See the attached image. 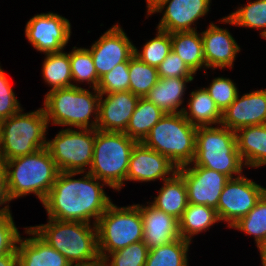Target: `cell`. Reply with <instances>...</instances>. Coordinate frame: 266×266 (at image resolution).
<instances>
[{
  "instance_id": "cell-6",
  "label": "cell",
  "mask_w": 266,
  "mask_h": 266,
  "mask_svg": "<svg viewBox=\"0 0 266 266\" xmlns=\"http://www.w3.org/2000/svg\"><path fill=\"white\" fill-rule=\"evenodd\" d=\"M0 121V163L46 148L49 126L43 108Z\"/></svg>"
},
{
  "instance_id": "cell-30",
  "label": "cell",
  "mask_w": 266,
  "mask_h": 266,
  "mask_svg": "<svg viewBox=\"0 0 266 266\" xmlns=\"http://www.w3.org/2000/svg\"><path fill=\"white\" fill-rule=\"evenodd\" d=\"M191 242L182 237L149 250L145 266H188Z\"/></svg>"
},
{
  "instance_id": "cell-12",
  "label": "cell",
  "mask_w": 266,
  "mask_h": 266,
  "mask_svg": "<svg viewBox=\"0 0 266 266\" xmlns=\"http://www.w3.org/2000/svg\"><path fill=\"white\" fill-rule=\"evenodd\" d=\"M25 36L40 53L64 50L71 36V23L57 13L34 15L26 23Z\"/></svg>"
},
{
  "instance_id": "cell-44",
  "label": "cell",
  "mask_w": 266,
  "mask_h": 266,
  "mask_svg": "<svg viewBox=\"0 0 266 266\" xmlns=\"http://www.w3.org/2000/svg\"><path fill=\"white\" fill-rule=\"evenodd\" d=\"M70 266H106V263L102 258H99L89 263H79V264L75 263V264H71Z\"/></svg>"
},
{
  "instance_id": "cell-31",
  "label": "cell",
  "mask_w": 266,
  "mask_h": 266,
  "mask_svg": "<svg viewBox=\"0 0 266 266\" xmlns=\"http://www.w3.org/2000/svg\"><path fill=\"white\" fill-rule=\"evenodd\" d=\"M219 22L253 29L263 28L260 35L266 38V0L249 2L227 15V17H223Z\"/></svg>"
},
{
  "instance_id": "cell-10",
  "label": "cell",
  "mask_w": 266,
  "mask_h": 266,
  "mask_svg": "<svg viewBox=\"0 0 266 266\" xmlns=\"http://www.w3.org/2000/svg\"><path fill=\"white\" fill-rule=\"evenodd\" d=\"M79 130V131H78ZM95 143V129H61L47 140L50 152L60 172H86L91 167Z\"/></svg>"
},
{
  "instance_id": "cell-41",
  "label": "cell",
  "mask_w": 266,
  "mask_h": 266,
  "mask_svg": "<svg viewBox=\"0 0 266 266\" xmlns=\"http://www.w3.org/2000/svg\"><path fill=\"white\" fill-rule=\"evenodd\" d=\"M161 78L194 77L195 75L185 62L172 50L157 67Z\"/></svg>"
},
{
  "instance_id": "cell-9",
  "label": "cell",
  "mask_w": 266,
  "mask_h": 266,
  "mask_svg": "<svg viewBox=\"0 0 266 266\" xmlns=\"http://www.w3.org/2000/svg\"><path fill=\"white\" fill-rule=\"evenodd\" d=\"M100 258L143 241V221L137 204L118 207L113 202L96 223Z\"/></svg>"
},
{
  "instance_id": "cell-43",
  "label": "cell",
  "mask_w": 266,
  "mask_h": 266,
  "mask_svg": "<svg viewBox=\"0 0 266 266\" xmlns=\"http://www.w3.org/2000/svg\"><path fill=\"white\" fill-rule=\"evenodd\" d=\"M0 266H18V254L10 253L0 256Z\"/></svg>"
},
{
  "instance_id": "cell-2",
  "label": "cell",
  "mask_w": 266,
  "mask_h": 266,
  "mask_svg": "<svg viewBox=\"0 0 266 266\" xmlns=\"http://www.w3.org/2000/svg\"><path fill=\"white\" fill-rule=\"evenodd\" d=\"M1 166L11 200L33 193L43 203L60 173L47 148L3 161Z\"/></svg>"
},
{
  "instance_id": "cell-18",
  "label": "cell",
  "mask_w": 266,
  "mask_h": 266,
  "mask_svg": "<svg viewBox=\"0 0 266 266\" xmlns=\"http://www.w3.org/2000/svg\"><path fill=\"white\" fill-rule=\"evenodd\" d=\"M266 124V89L251 91L222 112L221 125L237 131L241 127Z\"/></svg>"
},
{
  "instance_id": "cell-46",
  "label": "cell",
  "mask_w": 266,
  "mask_h": 266,
  "mask_svg": "<svg viewBox=\"0 0 266 266\" xmlns=\"http://www.w3.org/2000/svg\"><path fill=\"white\" fill-rule=\"evenodd\" d=\"M261 256V263L263 266H266V244L259 250Z\"/></svg>"
},
{
  "instance_id": "cell-26",
  "label": "cell",
  "mask_w": 266,
  "mask_h": 266,
  "mask_svg": "<svg viewBox=\"0 0 266 266\" xmlns=\"http://www.w3.org/2000/svg\"><path fill=\"white\" fill-rule=\"evenodd\" d=\"M170 34L171 50L185 62L194 74L202 67L206 69L201 33L196 30Z\"/></svg>"
},
{
  "instance_id": "cell-23",
  "label": "cell",
  "mask_w": 266,
  "mask_h": 266,
  "mask_svg": "<svg viewBox=\"0 0 266 266\" xmlns=\"http://www.w3.org/2000/svg\"><path fill=\"white\" fill-rule=\"evenodd\" d=\"M194 80V77L161 78L145 96L149 101L158 106L165 113H180L183 108V96L186 83Z\"/></svg>"
},
{
  "instance_id": "cell-42",
  "label": "cell",
  "mask_w": 266,
  "mask_h": 266,
  "mask_svg": "<svg viewBox=\"0 0 266 266\" xmlns=\"http://www.w3.org/2000/svg\"><path fill=\"white\" fill-rule=\"evenodd\" d=\"M11 201L12 200L8 192L6 173L4 168L0 166V206L7 203L9 204ZM7 214H11L9 205L0 208V217H3Z\"/></svg>"
},
{
  "instance_id": "cell-28",
  "label": "cell",
  "mask_w": 266,
  "mask_h": 266,
  "mask_svg": "<svg viewBox=\"0 0 266 266\" xmlns=\"http://www.w3.org/2000/svg\"><path fill=\"white\" fill-rule=\"evenodd\" d=\"M164 114L165 112L147 98L140 97L124 133L135 141L142 142Z\"/></svg>"
},
{
  "instance_id": "cell-36",
  "label": "cell",
  "mask_w": 266,
  "mask_h": 266,
  "mask_svg": "<svg viewBox=\"0 0 266 266\" xmlns=\"http://www.w3.org/2000/svg\"><path fill=\"white\" fill-rule=\"evenodd\" d=\"M148 252L145 243L139 241L107 254L103 260L106 266H145Z\"/></svg>"
},
{
  "instance_id": "cell-25",
  "label": "cell",
  "mask_w": 266,
  "mask_h": 266,
  "mask_svg": "<svg viewBox=\"0 0 266 266\" xmlns=\"http://www.w3.org/2000/svg\"><path fill=\"white\" fill-rule=\"evenodd\" d=\"M187 102L188 109L183 107L182 114L193 126L221 125L222 112L204 87L192 91Z\"/></svg>"
},
{
  "instance_id": "cell-29",
  "label": "cell",
  "mask_w": 266,
  "mask_h": 266,
  "mask_svg": "<svg viewBox=\"0 0 266 266\" xmlns=\"http://www.w3.org/2000/svg\"><path fill=\"white\" fill-rule=\"evenodd\" d=\"M45 59L42 66L43 80L52 87L49 91L71 86L73 84L70 68L69 53L59 51L45 54Z\"/></svg>"
},
{
  "instance_id": "cell-11",
  "label": "cell",
  "mask_w": 266,
  "mask_h": 266,
  "mask_svg": "<svg viewBox=\"0 0 266 266\" xmlns=\"http://www.w3.org/2000/svg\"><path fill=\"white\" fill-rule=\"evenodd\" d=\"M265 193L266 188L243 175L230 179L219 197L217 205L219 220L227 222L230 228L240 218L246 216Z\"/></svg>"
},
{
  "instance_id": "cell-1",
  "label": "cell",
  "mask_w": 266,
  "mask_h": 266,
  "mask_svg": "<svg viewBox=\"0 0 266 266\" xmlns=\"http://www.w3.org/2000/svg\"><path fill=\"white\" fill-rule=\"evenodd\" d=\"M78 174L82 172H60L42 204L48 218L84 223H91L93 218L96 225L112 203L102 188L108 185L88 172L82 178H73Z\"/></svg>"
},
{
  "instance_id": "cell-17",
  "label": "cell",
  "mask_w": 266,
  "mask_h": 266,
  "mask_svg": "<svg viewBox=\"0 0 266 266\" xmlns=\"http://www.w3.org/2000/svg\"><path fill=\"white\" fill-rule=\"evenodd\" d=\"M139 99L140 97L131 91L100 94L96 129L124 133Z\"/></svg>"
},
{
  "instance_id": "cell-24",
  "label": "cell",
  "mask_w": 266,
  "mask_h": 266,
  "mask_svg": "<svg viewBox=\"0 0 266 266\" xmlns=\"http://www.w3.org/2000/svg\"><path fill=\"white\" fill-rule=\"evenodd\" d=\"M158 194L149 203L179 220L188 206L187 188L183 178L176 172L170 179L163 181Z\"/></svg>"
},
{
  "instance_id": "cell-8",
  "label": "cell",
  "mask_w": 266,
  "mask_h": 266,
  "mask_svg": "<svg viewBox=\"0 0 266 266\" xmlns=\"http://www.w3.org/2000/svg\"><path fill=\"white\" fill-rule=\"evenodd\" d=\"M197 127L180 113H165L142 141L178 168L193 162Z\"/></svg>"
},
{
  "instance_id": "cell-21",
  "label": "cell",
  "mask_w": 266,
  "mask_h": 266,
  "mask_svg": "<svg viewBox=\"0 0 266 266\" xmlns=\"http://www.w3.org/2000/svg\"><path fill=\"white\" fill-rule=\"evenodd\" d=\"M25 233L29 238L17 242L18 266H70L71 263L56 249L42 240L30 227Z\"/></svg>"
},
{
  "instance_id": "cell-14",
  "label": "cell",
  "mask_w": 266,
  "mask_h": 266,
  "mask_svg": "<svg viewBox=\"0 0 266 266\" xmlns=\"http://www.w3.org/2000/svg\"><path fill=\"white\" fill-rule=\"evenodd\" d=\"M88 50L99 79L119 63L129 61L134 55V45L119 24L102 34Z\"/></svg>"
},
{
  "instance_id": "cell-32",
  "label": "cell",
  "mask_w": 266,
  "mask_h": 266,
  "mask_svg": "<svg viewBox=\"0 0 266 266\" xmlns=\"http://www.w3.org/2000/svg\"><path fill=\"white\" fill-rule=\"evenodd\" d=\"M230 228L254 236L257 248L260 250L266 244V193L246 216L240 218Z\"/></svg>"
},
{
  "instance_id": "cell-27",
  "label": "cell",
  "mask_w": 266,
  "mask_h": 266,
  "mask_svg": "<svg viewBox=\"0 0 266 266\" xmlns=\"http://www.w3.org/2000/svg\"><path fill=\"white\" fill-rule=\"evenodd\" d=\"M178 222L180 237L191 242L194 235L207 231L220 220L214 208L188 203Z\"/></svg>"
},
{
  "instance_id": "cell-33",
  "label": "cell",
  "mask_w": 266,
  "mask_h": 266,
  "mask_svg": "<svg viewBox=\"0 0 266 266\" xmlns=\"http://www.w3.org/2000/svg\"><path fill=\"white\" fill-rule=\"evenodd\" d=\"M159 80L157 67L150 66L133 55L129 60V91L145 97Z\"/></svg>"
},
{
  "instance_id": "cell-37",
  "label": "cell",
  "mask_w": 266,
  "mask_h": 266,
  "mask_svg": "<svg viewBox=\"0 0 266 266\" xmlns=\"http://www.w3.org/2000/svg\"><path fill=\"white\" fill-rule=\"evenodd\" d=\"M97 90L100 94L129 91V61L119 63L100 78Z\"/></svg>"
},
{
  "instance_id": "cell-35",
  "label": "cell",
  "mask_w": 266,
  "mask_h": 266,
  "mask_svg": "<svg viewBox=\"0 0 266 266\" xmlns=\"http://www.w3.org/2000/svg\"><path fill=\"white\" fill-rule=\"evenodd\" d=\"M157 30L156 37L146 42L141 51L134 46V55L154 67H158L171 51V34Z\"/></svg>"
},
{
  "instance_id": "cell-19",
  "label": "cell",
  "mask_w": 266,
  "mask_h": 266,
  "mask_svg": "<svg viewBox=\"0 0 266 266\" xmlns=\"http://www.w3.org/2000/svg\"><path fill=\"white\" fill-rule=\"evenodd\" d=\"M201 36L206 68L215 70L234 66L233 62L241 49L227 29L211 22Z\"/></svg>"
},
{
  "instance_id": "cell-16",
  "label": "cell",
  "mask_w": 266,
  "mask_h": 266,
  "mask_svg": "<svg viewBox=\"0 0 266 266\" xmlns=\"http://www.w3.org/2000/svg\"><path fill=\"white\" fill-rule=\"evenodd\" d=\"M178 167L166 156L137 142L130 155L126 181L150 182L170 179Z\"/></svg>"
},
{
  "instance_id": "cell-7",
  "label": "cell",
  "mask_w": 266,
  "mask_h": 266,
  "mask_svg": "<svg viewBox=\"0 0 266 266\" xmlns=\"http://www.w3.org/2000/svg\"><path fill=\"white\" fill-rule=\"evenodd\" d=\"M136 143L123 132L95 129L93 160L87 172L119 192L126 181L130 155Z\"/></svg>"
},
{
  "instance_id": "cell-15",
  "label": "cell",
  "mask_w": 266,
  "mask_h": 266,
  "mask_svg": "<svg viewBox=\"0 0 266 266\" xmlns=\"http://www.w3.org/2000/svg\"><path fill=\"white\" fill-rule=\"evenodd\" d=\"M211 0H164L150 15L162 13L157 29L173 33L196 31L194 26L199 18L209 12Z\"/></svg>"
},
{
  "instance_id": "cell-40",
  "label": "cell",
  "mask_w": 266,
  "mask_h": 266,
  "mask_svg": "<svg viewBox=\"0 0 266 266\" xmlns=\"http://www.w3.org/2000/svg\"><path fill=\"white\" fill-rule=\"evenodd\" d=\"M20 236L12 214L0 217V256L17 253V242Z\"/></svg>"
},
{
  "instance_id": "cell-4",
  "label": "cell",
  "mask_w": 266,
  "mask_h": 266,
  "mask_svg": "<svg viewBox=\"0 0 266 266\" xmlns=\"http://www.w3.org/2000/svg\"><path fill=\"white\" fill-rule=\"evenodd\" d=\"M71 86L47 92L44 112L48 123L78 129H96L98 122L100 92ZM93 117V121L90 119Z\"/></svg>"
},
{
  "instance_id": "cell-45",
  "label": "cell",
  "mask_w": 266,
  "mask_h": 266,
  "mask_svg": "<svg viewBox=\"0 0 266 266\" xmlns=\"http://www.w3.org/2000/svg\"><path fill=\"white\" fill-rule=\"evenodd\" d=\"M164 0H146L147 2V15H150L152 11Z\"/></svg>"
},
{
  "instance_id": "cell-34",
  "label": "cell",
  "mask_w": 266,
  "mask_h": 266,
  "mask_svg": "<svg viewBox=\"0 0 266 266\" xmlns=\"http://www.w3.org/2000/svg\"><path fill=\"white\" fill-rule=\"evenodd\" d=\"M72 81L87 82L92 84L89 88L97 89L100 79L98 78L93 58L87 48L73 47L69 52Z\"/></svg>"
},
{
  "instance_id": "cell-39",
  "label": "cell",
  "mask_w": 266,
  "mask_h": 266,
  "mask_svg": "<svg viewBox=\"0 0 266 266\" xmlns=\"http://www.w3.org/2000/svg\"><path fill=\"white\" fill-rule=\"evenodd\" d=\"M15 96L9 80L0 66V121L15 115L22 109Z\"/></svg>"
},
{
  "instance_id": "cell-5",
  "label": "cell",
  "mask_w": 266,
  "mask_h": 266,
  "mask_svg": "<svg viewBox=\"0 0 266 266\" xmlns=\"http://www.w3.org/2000/svg\"><path fill=\"white\" fill-rule=\"evenodd\" d=\"M187 165L215 170L230 179L242 176L245 164L238 151L236 132L222 125L197 127L195 157Z\"/></svg>"
},
{
  "instance_id": "cell-20",
  "label": "cell",
  "mask_w": 266,
  "mask_h": 266,
  "mask_svg": "<svg viewBox=\"0 0 266 266\" xmlns=\"http://www.w3.org/2000/svg\"><path fill=\"white\" fill-rule=\"evenodd\" d=\"M140 207L143 221V242L152 249L180 238L179 222L175 217L158 210L147 202Z\"/></svg>"
},
{
  "instance_id": "cell-22",
  "label": "cell",
  "mask_w": 266,
  "mask_h": 266,
  "mask_svg": "<svg viewBox=\"0 0 266 266\" xmlns=\"http://www.w3.org/2000/svg\"><path fill=\"white\" fill-rule=\"evenodd\" d=\"M236 139L245 166L266 165V124L241 127L236 131Z\"/></svg>"
},
{
  "instance_id": "cell-38",
  "label": "cell",
  "mask_w": 266,
  "mask_h": 266,
  "mask_svg": "<svg viewBox=\"0 0 266 266\" xmlns=\"http://www.w3.org/2000/svg\"><path fill=\"white\" fill-rule=\"evenodd\" d=\"M205 89L221 112L230 106L239 93L236 83L225 77L214 78Z\"/></svg>"
},
{
  "instance_id": "cell-13",
  "label": "cell",
  "mask_w": 266,
  "mask_h": 266,
  "mask_svg": "<svg viewBox=\"0 0 266 266\" xmlns=\"http://www.w3.org/2000/svg\"><path fill=\"white\" fill-rule=\"evenodd\" d=\"M177 173L185 182L188 203L206 205L217 212L219 197L230 180L228 176L205 167L191 165L179 167Z\"/></svg>"
},
{
  "instance_id": "cell-3",
  "label": "cell",
  "mask_w": 266,
  "mask_h": 266,
  "mask_svg": "<svg viewBox=\"0 0 266 266\" xmlns=\"http://www.w3.org/2000/svg\"><path fill=\"white\" fill-rule=\"evenodd\" d=\"M30 228L71 264L89 263L100 258L95 224L48 218L47 224Z\"/></svg>"
}]
</instances>
